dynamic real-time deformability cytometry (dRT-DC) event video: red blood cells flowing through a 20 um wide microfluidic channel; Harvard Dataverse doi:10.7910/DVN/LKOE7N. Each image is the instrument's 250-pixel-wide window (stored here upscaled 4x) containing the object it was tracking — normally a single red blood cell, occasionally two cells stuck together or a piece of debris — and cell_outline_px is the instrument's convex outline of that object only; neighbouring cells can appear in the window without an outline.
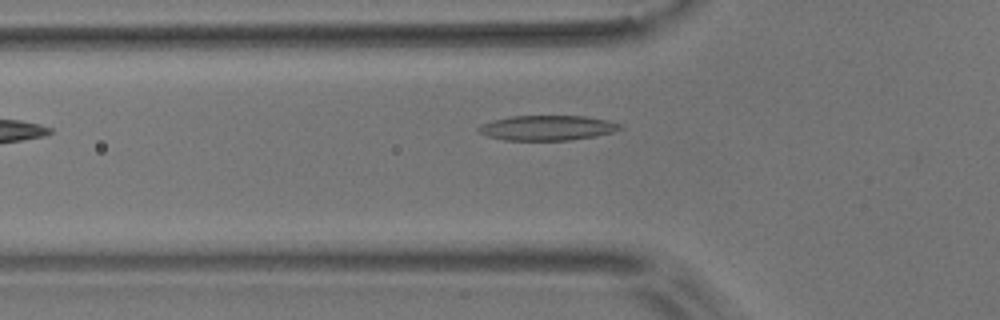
{"species": "common noctule bat (a hibernating species)", "species_latin": "Nyctalus noctula", "temperature_condition": "room temperature", "stored_images_in_passage": 6, "camera_frame_rate_fps": 3000, "um_per_image_px": 0.085, "animal": {"sex": "male", "body_mass_g": 17.9}, "frame": {"image": 1, "passage_image": 5, "time_ms": 5.667, "image_size_px": [1000, 320], "cell_outline_px": [[624, 128], [612, 132], [596, 136], [572, 140], [504, 140], [488, 136], [476, 132], [476, 128], [480, 124], [492, 120], [508, 116], [584, 116], [608, 120], [624, 124]], "centroid_in_image_um": [46.51, 10.86], "position_along_channel_um": 79.3, "area_um2": 20.92}}
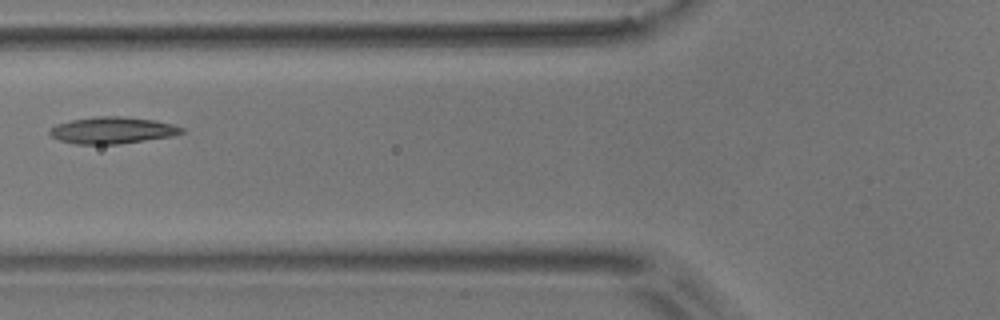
{"frame": {"image": 2, "passage_image": 6, "time_ms": 6.667, "image_size_px": [1000, 320], "cell_outline_px": [[188, 132], [172, 136], [120, 144], [76, 144], [60, 140], [52, 136], [48, 132], [48, 128], [56, 124], [72, 120], [96, 116], [120, 116], [156, 120], [172, 124], [184, 128]], "centroid_in_image_um": [9.58, 11.07], "position_along_channel_um": 116.2, "area_um2": 20.69}}